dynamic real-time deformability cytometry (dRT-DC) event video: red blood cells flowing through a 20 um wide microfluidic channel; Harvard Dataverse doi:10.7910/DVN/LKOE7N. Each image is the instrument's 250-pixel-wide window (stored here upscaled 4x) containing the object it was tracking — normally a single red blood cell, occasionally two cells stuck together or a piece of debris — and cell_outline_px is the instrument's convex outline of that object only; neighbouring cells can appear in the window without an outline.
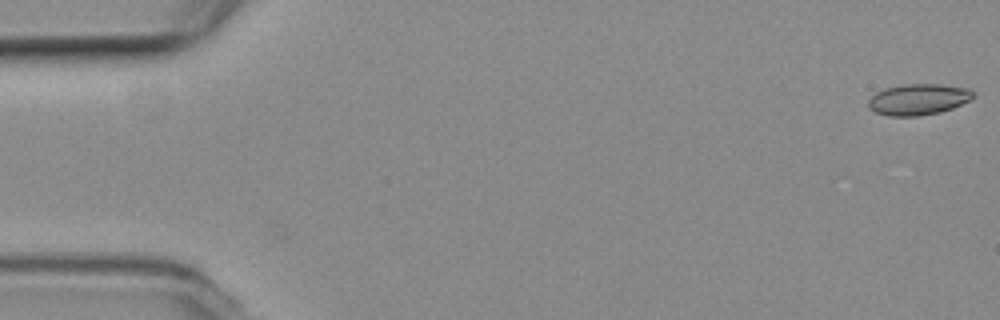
{"species": "common noctule bat (a hibernating species)", "species_latin": "Nyctalus noctula", "temperature_condition": "room temperature", "stored_images_in_passage": 8, "camera_frame_rate_fps": 3000, "um_per_image_px": 0.085, "animal": {"sex": "female", "body_mass_g": 19.3, "forearm_length_mm": 54.1}, "frame": {"image": 1, "passage_image": 1, "time_ms": 0.0, "image_size_px": [1000, 320], "cell_outline_px": [[976, 96], [972, 100], [952, 108], [940, 112], [920, 116], [888, 116], [876, 112], [868, 108], [868, 100], [876, 92], [884, 88], [904, 84], [940, 84], [968, 88], [976, 92]], "centroid_in_image_um": [78.09, 8.44], "position_along_channel_um": 6.9, "area_um2": 19.31}}